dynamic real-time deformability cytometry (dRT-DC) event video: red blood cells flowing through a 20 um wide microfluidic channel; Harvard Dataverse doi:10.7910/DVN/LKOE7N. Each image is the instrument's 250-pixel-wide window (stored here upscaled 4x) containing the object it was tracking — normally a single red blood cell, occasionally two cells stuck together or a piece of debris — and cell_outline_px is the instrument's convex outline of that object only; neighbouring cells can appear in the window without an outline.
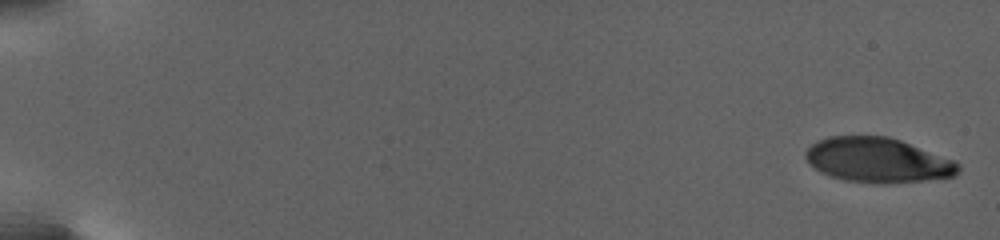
{"species": "human", "species_latin": "Homo sapiens", "temperature_condition": "warm", "stored_images_in_passage": 23, "camera_frame_rate_fps": 3000, "um_per_image_px": 0.085, "donor": {"sex": "female"}, "frame": {"image": 1, "passage_image": 1, "time_ms": 0.0, "image_size_px": [1000, 240], "cell_outline_px": [[960, 168], [956, 176], [884, 184], [844, 180], [820, 172], [804, 156], [804, 152], [812, 144], [828, 136], [888, 136], [900, 140], [952, 160], [960, 164]], "centroid_in_image_um": [74.59, 13.61], "position_along_channel_um": 10.4, "area_um2": 39.3}}
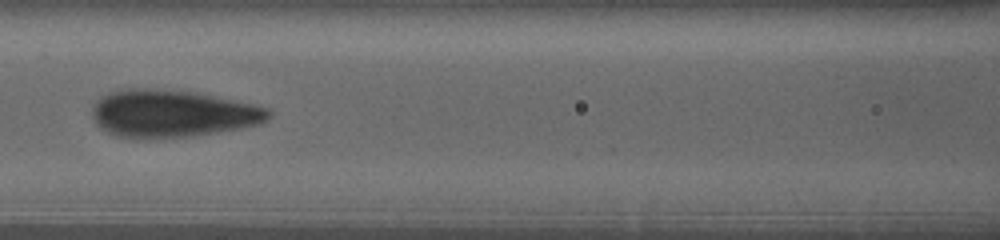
{"frame": {"image": 2, "passage_image": 14, "time_ms": 12.333, "image_size_px": [1000, 240], "cell_outline_px": [[272, 116], [268, 120], [260, 124], [240, 128], [192, 136], [144, 140], [116, 136], [100, 128], [96, 124], [92, 116], [92, 108], [96, 100], [112, 92], [144, 88], [152, 88], [196, 92], [216, 96], [252, 104], [268, 108], [272, 112]], "centroid_in_image_um": [14.65, 9.68], "position_along_channel_um": 151.9, "area_um2": 48.96}}
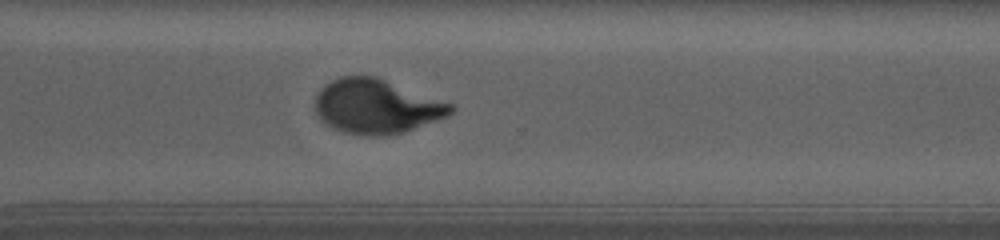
{"frame": {"image": 3, "passage_image": 23, "time_ms": 19.333, "image_size_px": [1000, 240], "cell_outline_px": [[456, 108], [452, 112], [436, 120], [404, 132], [384, 136], [368, 136], [344, 132], [328, 124], [316, 112], [316, 96], [320, 88], [324, 84], [340, 76], [376, 76], [452, 104]], "centroid_in_image_um": [31.99, 9.04], "position_along_channel_um": 338.6, "area_um2": 42.43}}